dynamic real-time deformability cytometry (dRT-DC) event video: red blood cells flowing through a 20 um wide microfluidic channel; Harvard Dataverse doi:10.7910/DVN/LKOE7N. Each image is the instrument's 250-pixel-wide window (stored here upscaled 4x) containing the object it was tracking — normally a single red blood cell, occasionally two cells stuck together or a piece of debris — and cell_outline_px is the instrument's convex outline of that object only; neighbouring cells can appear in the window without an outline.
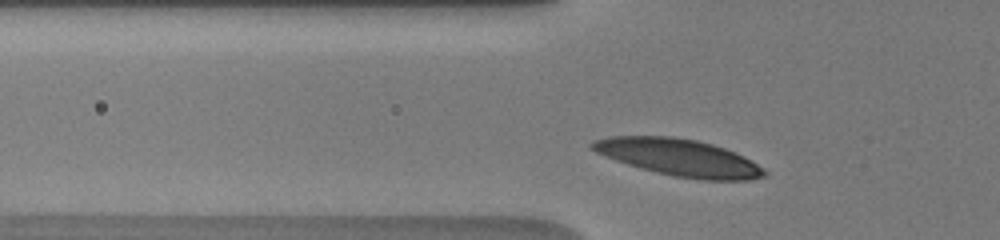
{"species": "human", "species_latin": "Homo sapiens", "temperature_condition": "warm", "stored_images_in_passage": 39, "camera_frame_rate_fps": 3000, "um_per_image_px": 0.085, "donor": {"sex": "male"}, "frame": {"image": 1, "passage_image": 7, "time_ms": 1.333, "image_size_px": [1000, 240], "cell_outline_px": [[768, 176], [744, 180], [704, 180], [676, 176], [656, 172], [628, 164], [616, 160], [596, 152], [588, 144], [592, 140], [608, 136], [676, 136], [696, 140], [712, 144], [724, 148], [744, 156], [764, 168], [768, 172]], "centroid_in_image_um": [57.72, 13.37], "position_along_channel_um": 68.1, "area_um2": 36.99}}
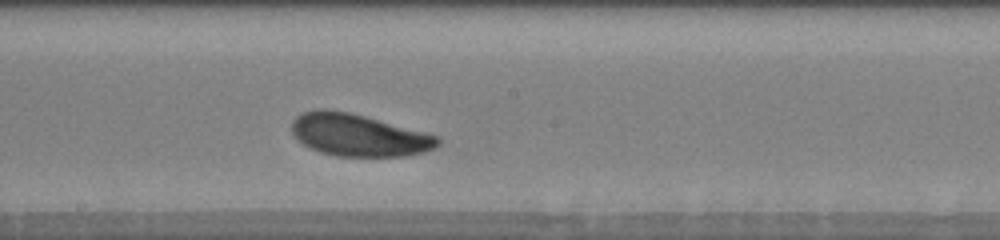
{"frame": {"image": 2, "passage_image": 19, "time_ms": 5.333, "image_size_px": [1000, 240], "cell_outline_px": [[440, 144], [436, 148], [424, 152], [408, 156], [336, 156], [320, 152], [308, 148], [292, 132], [292, 120], [296, 116], [304, 112], [324, 108], [348, 112], [364, 116], [424, 132], [436, 136], [440, 140]], "centroid_in_image_um": [30.48, 11.49], "position_along_channel_um": 217.7, "area_um2": 35.66}}
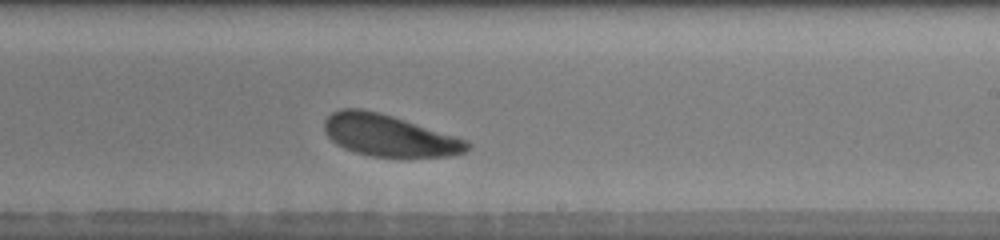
{"frame": {"image": 3, "passage_image": 22, "time_ms": 6.333, "image_size_px": [1000, 240], "cell_outline_px": [[472, 144], [464, 152], [448, 156], [372, 156], [356, 152], [344, 148], [336, 144], [324, 132], [324, 120], [332, 112], [340, 108], [360, 108], [380, 112], [456, 136], [468, 140]], "centroid_in_image_um": [33.04, 11.49], "position_along_channel_um": 256.0, "area_um2": 34.51}, "authors_computed_cell_mechanics": {"area_um2": 35.6626, "velocity_mm_per_s": 3.8273, "shape_relaxation_time_tau1_ms": 1.4318, "shape_relaxation_time_tau2_ms": null, "deformation_change_tau1": 0.0962, "deformation_change_tau2": null}}